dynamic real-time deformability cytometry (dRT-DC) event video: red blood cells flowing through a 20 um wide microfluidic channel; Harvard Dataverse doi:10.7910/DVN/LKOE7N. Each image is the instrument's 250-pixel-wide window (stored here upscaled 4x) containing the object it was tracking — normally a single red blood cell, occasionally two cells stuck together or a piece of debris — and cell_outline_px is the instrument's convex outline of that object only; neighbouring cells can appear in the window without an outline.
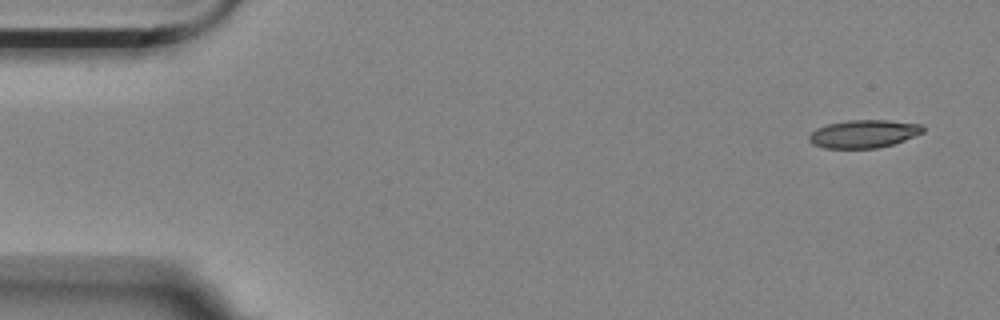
{"species": "Egyptian fruit bat (a non-hibernating species)", "species_latin": "Rousettus aegyptiacus", "temperature_condition": "room temperature", "stored_images_in_passage": 6, "camera_frame_rate_fps": 3000, "um_per_image_px": 0.085, "animal": {"sex": "female"}, "frame": {"image": 1, "passage_image": 1, "time_ms": 0.0, "image_size_px": [1000, 320], "cell_outline_px": [[924, 132], [904, 140], [892, 144], [876, 148], [824, 148], [812, 144], [808, 140], [808, 136], [816, 128], [828, 124], [848, 120], [888, 120], [920, 124], [924, 128]], "centroid_in_image_um": [73.39, 11.37], "position_along_channel_um": 11.6, "area_um2": 18.5}}
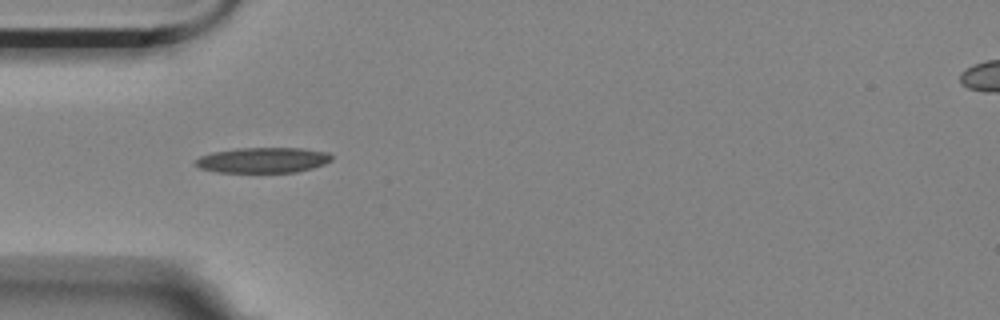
{"frame": {"image": 2, "passage_image": 5, "time_ms": 1.333, "image_size_px": [1000, 320], "cell_outline_px": [[332, 160], [324, 164], [312, 168], [296, 172], [216, 172], [200, 168], [196, 164], [196, 160], [200, 156], [212, 152], [236, 148], [304, 148], [328, 152], [332, 156]], "centroid_in_image_um": [22.37, 13.6], "position_along_channel_um": 62.6, "area_um2": 20.17}}
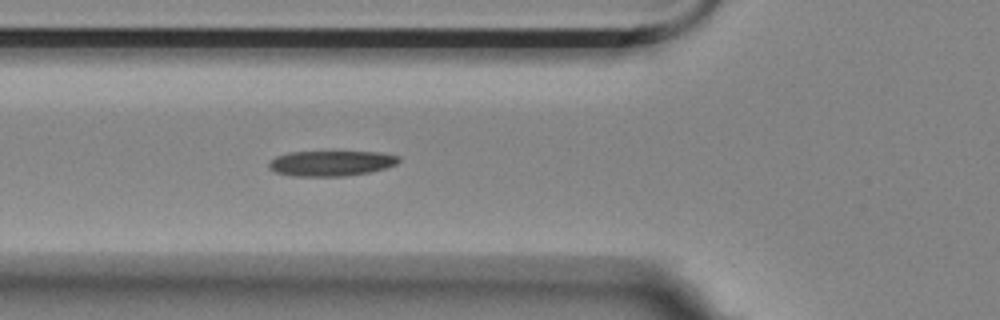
{"frame": {"image": 3, "passage_image": 6, "time_ms": 1.667, "image_size_px": [1000, 320], "cell_outline_px": [[400, 160], [396, 164], [384, 168], [368, 172], [344, 176], [296, 176], [276, 172], [268, 168], [268, 164], [276, 156], [288, 152], [376, 152], [400, 156]], "centroid_in_image_um": [28.13, 13.87], "position_along_channel_um": 97.7, "area_um2": 18.96}}